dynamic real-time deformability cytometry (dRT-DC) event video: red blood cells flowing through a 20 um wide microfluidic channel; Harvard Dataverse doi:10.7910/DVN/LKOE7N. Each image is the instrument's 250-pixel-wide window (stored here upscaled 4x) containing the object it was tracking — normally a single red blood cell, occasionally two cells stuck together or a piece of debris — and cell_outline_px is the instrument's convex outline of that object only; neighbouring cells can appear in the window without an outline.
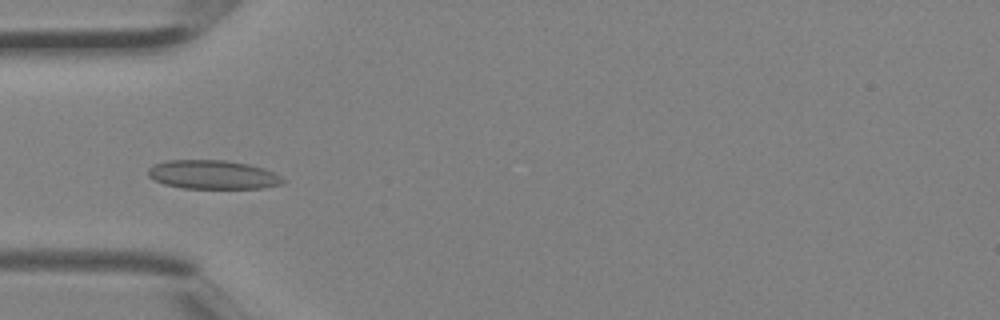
{"species": "Egyptian fruit bat (a non-hibernating species)", "species_latin": "Rousettus aegyptiacus", "temperature_condition": "room temperature", "stored_images_in_passage": 5, "camera_frame_rate_fps": 3000, "um_per_image_px": 0.085, "animal": {"sex": "female"}, "frame": {"image": 1, "passage_image": 5, "time_ms": 1.333, "image_size_px": [1000, 320], "cell_outline_px": [[288, 180], [284, 184], [264, 188], [184, 188], [164, 184], [148, 176], [148, 168], [156, 164], [168, 160], [228, 160], [248, 164], [264, 168]], "centroid_in_image_um": [18.15, 14.85], "position_along_channel_um": 66.9, "area_um2": 22.72}}